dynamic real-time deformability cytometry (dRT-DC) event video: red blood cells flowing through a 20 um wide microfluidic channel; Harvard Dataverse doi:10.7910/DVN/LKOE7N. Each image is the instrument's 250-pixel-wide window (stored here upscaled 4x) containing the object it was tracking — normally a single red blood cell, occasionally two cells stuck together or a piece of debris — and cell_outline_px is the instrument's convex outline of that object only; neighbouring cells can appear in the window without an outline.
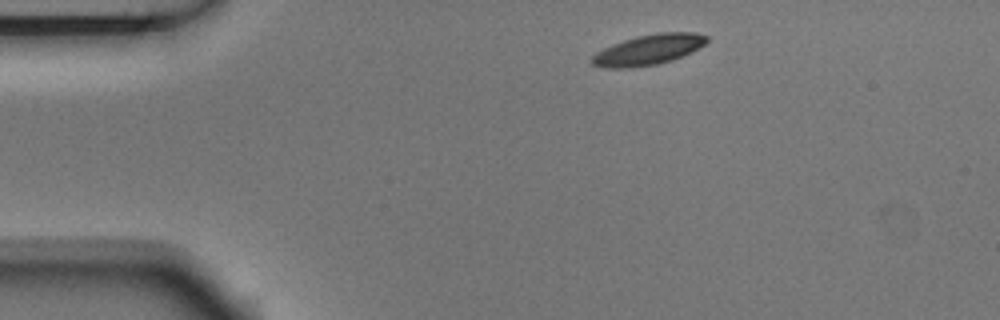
{"species": "Egyptian fruit bat (a non-hibernating species)", "species_latin": "Rousettus aegyptiacus", "temperature_condition": "room temperature", "stored_images_in_passage": 8, "camera_frame_rate_fps": 3000, "um_per_image_px": 0.085, "animal": {"sex": "male"}, "frame": {"image": 1, "passage_image": 1, "time_ms": 0.0, "image_size_px": [1000, 320], "cell_outline_px": [[708, 40], [704, 44], [672, 60], [656, 64], [628, 68], [608, 68], [592, 64], [588, 60], [596, 52], [612, 44], [636, 36], [656, 32], [696, 32], [708, 36]], "centroid_in_image_um": [55.07, 4.21], "position_along_channel_um": 29.9, "area_um2": 20.17}}
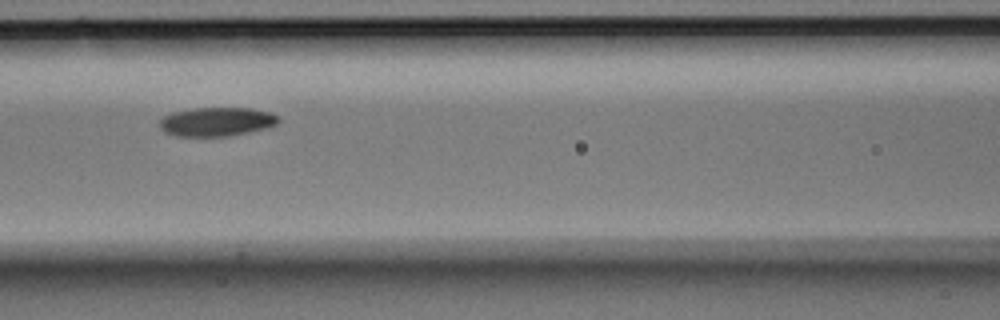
{"frame": {"image": 2, "passage_image": 5, "time_ms": 1.333, "image_size_px": [1000, 320], "cell_outline_px": [[280, 120], [276, 124], [268, 128], [228, 136], [176, 136], [164, 132], [160, 128], [160, 120], [164, 116], [172, 112], [196, 108], [252, 108], [272, 112], [280, 116]], "centroid_in_image_um": [18.45, 10.34], "position_along_channel_um": 148.1, "area_um2": 20.17}}
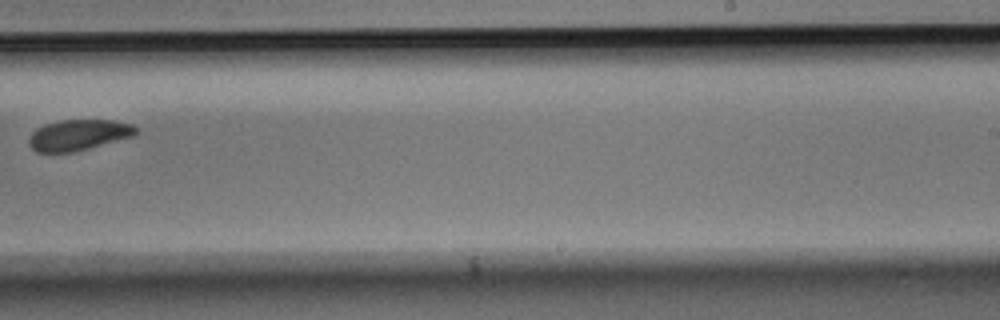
{"frame": {"image": 3, "passage_image": 8, "time_ms": 2.333, "image_size_px": [1000, 320], "cell_outline_px": [[136, 132], [132, 136], [88, 148], [72, 152], [36, 152], [28, 144], [28, 140], [32, 132], [36, 128], [44, 124], [60, 120], [116, 120], [132, 124], [136, 128]], "centroid_in_image_um": [6.62, 11.46], "position_along_channel_um": 282.4, "area_um2": 19.07}}